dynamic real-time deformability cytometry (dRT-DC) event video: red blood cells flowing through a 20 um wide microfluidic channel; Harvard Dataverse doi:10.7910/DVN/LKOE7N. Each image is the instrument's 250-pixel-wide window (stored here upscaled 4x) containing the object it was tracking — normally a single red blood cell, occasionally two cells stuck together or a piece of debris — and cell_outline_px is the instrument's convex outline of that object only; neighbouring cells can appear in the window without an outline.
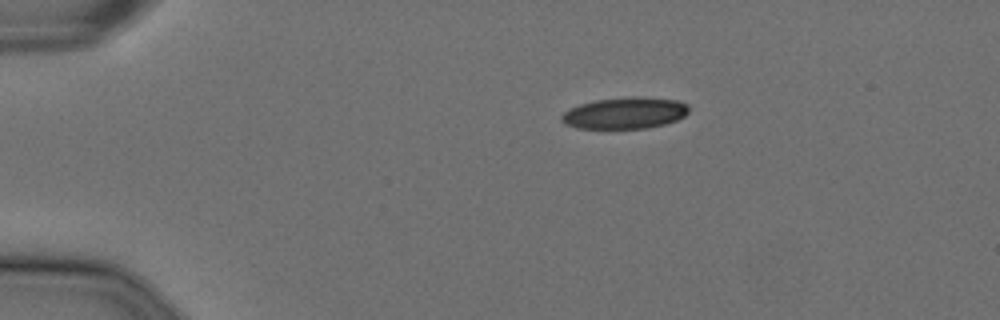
{"species": "Egyptian fruit bat (a non-hibernating species)", "species_latin": "Rousettus aegyptiacus", "temperature_condition": "cold", "stored_images_in_passage": 46, "camera_frame_rate_fps": 3000, "um_per_image_px": 0.085, "animal": {"sex": "female"}, "frame": {"image": 1, "passage_image": 1, "time_ms": 0.0, "image_size_px": [1000, 320], "cell_outline_px": [[688, 112], [684, 116], [676, 120], [664, 124], [644, 128], [576, 128], [564, 124], [560, 120], [560, 116], [564, 112], [580, 104], [596, 100], [636, 96], [676, 100], [688, 104]], "centroid_in_image_um": [53.1, 9.61], "position_along_channel_um": 31.9, "area_um2": 23.18}}
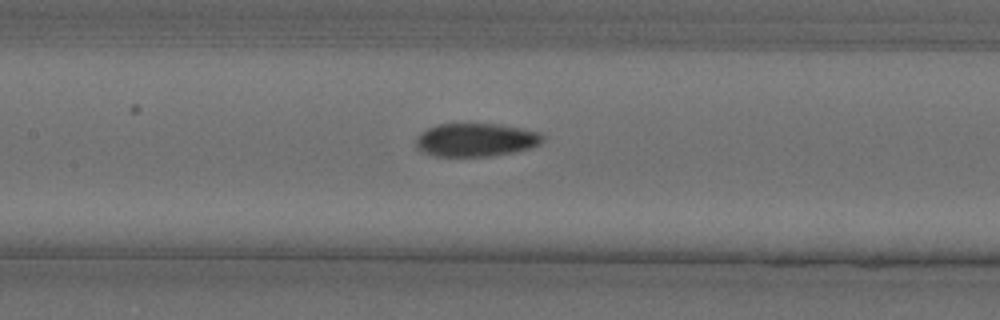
{"frame": {"image": 2, "passage_image": 17, "time_ms": 5.333, "image_size_px": [1000, 320], "cell_outline_px": [[544, 140], [540, 144], [516, 152], [488, 156], [436, 156], [424, 152], [416, 148], [416, 140], [420, 132], [428, 128], [440, 124], [500, 124], [540, 132], [544, 136]], "centroid_in_image_um": [40.46, 11.89], "position_along_channel_um": 166.9, "area_um2": 24.57}}
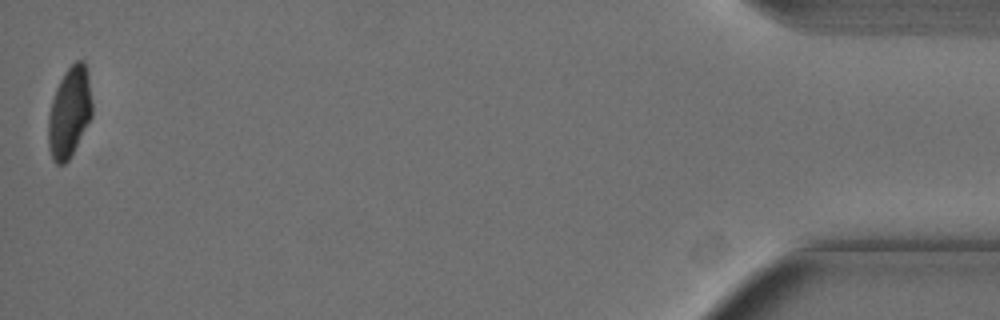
{"frame": {"image": 3, "passage_image": 46, "time_ms": 15.0, "image_size_px": [1000, 320], "cell_outline_px": [[92, 116], [68, 160], [64, 164], [56, 164], [52, 160], [48, 148], [48, 116], [52, 100], [56, 88], [64, 72], [76, 60], [84, 60], [88, 68], [92, 100]], "centroid_in_image_um": [5.9, 9.51], "position_along_channel_um": 429.3, "area_um2": 23.29}, "authors_computed_cell_mechanics": {"area_um2": 24.565, "velocity_mm_per_s": 3.6142, "shape_relaxation_time_tau1_ms": null, "shape_relaxation_time_tau2_ms": 4.0755, "deformation_change_tau1": null, "deformation_change_tau2": 0.0708}}